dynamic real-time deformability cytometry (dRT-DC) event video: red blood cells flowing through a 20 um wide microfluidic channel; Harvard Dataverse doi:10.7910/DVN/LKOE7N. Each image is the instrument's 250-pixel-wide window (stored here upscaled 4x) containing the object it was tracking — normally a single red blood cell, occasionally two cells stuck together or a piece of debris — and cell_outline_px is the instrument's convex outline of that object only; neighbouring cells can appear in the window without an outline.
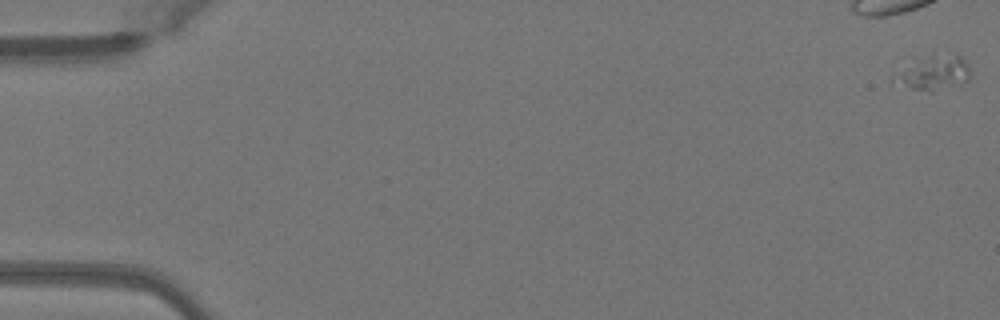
{"species": "Egyptian fruit bat (a non-hibernating species)", "species_latin": "Rousettus aegyptiacus", "temperature_condition": "warm", "stored_images_in_passage": 52, "camera_frame_rate_fps": 3000, "um_per_image_px": 0.085, "animal": {"sex": "female"}, "frame": {"image": 1, "passage_image": 1, "time_ms": 0.0, "image_size_px": [1000, 320], "cell_outline_px": [[968, 80], [960, 84], [932, 92], [912, 88], [892, 80], [892, 76], [932, 56], [960, 56], [964, 60], [968, 68]], "centroid_in_image_um": [79.43, 6.27], "position_along_channel_um": 5.6, "area_um2": 13.76}}